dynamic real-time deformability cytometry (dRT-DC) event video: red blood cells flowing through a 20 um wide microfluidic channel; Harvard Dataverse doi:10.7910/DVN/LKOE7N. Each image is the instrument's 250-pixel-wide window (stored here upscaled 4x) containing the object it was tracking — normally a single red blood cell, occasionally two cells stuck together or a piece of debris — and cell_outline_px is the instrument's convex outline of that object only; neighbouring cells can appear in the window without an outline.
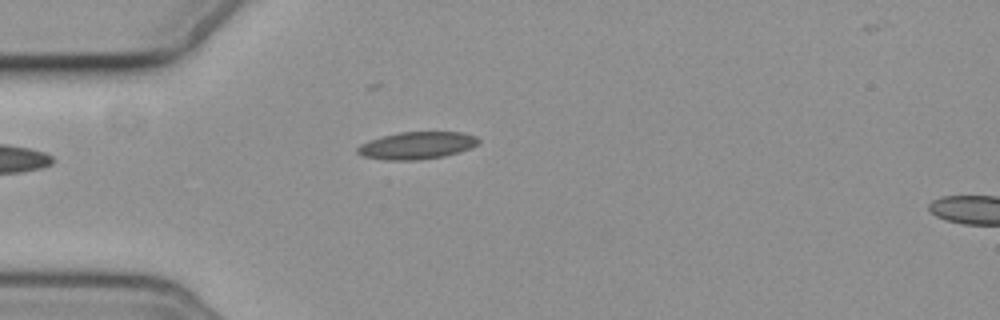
{"species": "common noctule bat (a hibernating species)", "species_latin": "Nyctalus noctula", "temperature_condition": "cold", "stored_images_in_passage": 2, "camera_frame_rate_fps": 3000, "um_per_image_px": 0.085, "animal": {"sex": "female", "body_mass_g": 19.3, "forearm_length_mm": 54.1}, "frame": {"image": 1, "passage_image": 1, "time_ms": 0.0, "image_size_px": [1000, 320], "cell_outline_px": [[480, 140], [472, 148], [460, 152], [444, 156], [420, 160], [384, 160], [364, 156], [356, 152], [356, 148], [360, 144], [368, 140], [400, 132], [464, 132], [476, 136]], "centroid_in_image_um": [35.44, 12.37], "position_along_channel_um": 49.6, "area_um2": 19.36}}